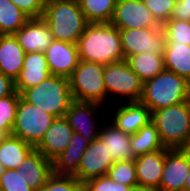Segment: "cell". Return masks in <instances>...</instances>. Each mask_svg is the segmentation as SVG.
I'll use <instances>...</instances> for the list:
<instances>
[{
	"label": "cell",
	"instance_id": "ab89813d",
	"mask_svg": "<svg viewBox=\"0 0 190 191\" xmlns=\"http://www.w3.org/2000/svg\"><path fill=\"white\" fill-rule=\"evenodd\" d=\"M184 191H190V153H189V174L185 181Z\"/></svg>",
	"mask_w": 190,
	"mask_h": 191
},
{
	"label": "cell",
	"instance_id": "f1b7e54d",
	"mask_svg": "<svg viewBox=\"0 0 190 191\" xmlns=\"http://www.w3.org/2000/svg\"><path fill=\"white\" fill-rule=\"evenodd\" d=\"M88 23H110L117 0H78Z\"/></svg>",
	"mask_w": 190,
	"mask_h": 191
},
{
	"label": "cell",
	"instance_id": "83f0119b",
	"mask_svg": "<svg viewBox=\"0 0 190 191\" xmlns=\"http://www.w3.org/2000/svg\"><path fill=\"white\" fill-rule=\"evenodd\" d=\"M30 18L10 0H0V35H13Z\"/></svg>",
	"mask_w": 190,
	"mask_h": 191
},
{
	"label": "cell",
	"instance_id": "d590c367",
	"mask_svg": "<svg viewBox=\"0 0 190 191\" xmlns=\"http://www.w3.org/2000/svg\"><path fill=\"white\" fill-rule=\"evenodd\" d=\"M176 1L177 0H143L146 8L161 25L170 20Z\"/></svg>",
	"mask_w": 190,
	"mask_h": 191
},
{
	"label": "cell",
	"instance_id": "9c48e42d",
	"mask_svg": "<svg viewBox=\"0 0 190 191\" xmlns=\"http://www.w3.org/2000/svg\"><path fill=\"white\" fill-rule=\"evenodd\" d=\"M102 113L104 114L103 116H101ZM105 115H107L106 106L94 102H79L74 100L64 117L68 120L74 132L81 134L92 142L98 138L99 129L107 118ZM100 117L102 118L99 119Z\"/></svg>",
	"mask_w": 190,
	"mask_h": 191
},
{
	"label": "cell",
	"instance_id": "7a4b0ae2",
	"mask_svg": "<svg viewBox=\"0 0 190 191\" xmlns=\"http://www.w3.org/2000/svg\"><path fill=\"white\" fill-rule=\"evenodd\" d=\"M55 40L77 44L88 24L78 0H46L42 17Z\"/></svg>",
	"mask_w": 190,
	"mask_h": 191
},
{
	"label": "cell",
	"instance_id": "6da1fadb",
	"mask_svg": "<svg viewBox=\"0 0 190 191\" xmlns=\"http://www.w3.org/2000/svg\"><path fill=\"white\" fill-rule=\"evenodd\" d=\"M77 47L83 61L105 66L124 60L120 31L111 23H88Z\"/></svg>",
	"mask_w": 190,
	"mask_h": 191
},
{
	"label": "cell",
	"instance_id": "d6986e66",
	"mask_svg": "<svg viewBox=\"0 0 190 191\" xmlns=\"http://www.w3.org/2000/svg\"><path fill=\"white\" fill-rule=\"evenodd\" d=\"M51 76L45 53H26L23 68L14 81L15 90L21 94L25 89L39 85Z\"/></svg>",
	"mask_w": 190,
	"mask_h": 191
},
{
	"label": "cell",
	"instance_id": "30bf717a",
	"mask_svg": "<svg viewBox=\"0 0 190 191\" xmlns=\"http://www.w3.org/2000/svg\"><path fill=\"white\" fill-rule=\"evenodd\" d=\"M120 36L124 59L143 52L164 55L167 40L162 28L120 30Z\"/></svg>",
	"mask_w": 190,
	"mask_h": 191
},
{
	"label": "cell",
	"instance_id": "484cf974",
	"mask_svg": "<svg viewBox=\"0 0 190 191\" xmlns=\"http://www.w3.org/2000/svg\"><path fill=\"white\" fill-rule=\"evenodd\" d=\"M165 69L172 71L190 82V46L166 44L164 50Z\"/></svg>",
	"mask_w": 190,
	"mask_h": 191
},
{
	"label": "cell",
	"instance_id": "3957f363",
	"mask_svg": "<svg viewBox=\"0 0 190 191\" xmlns=\"http://www.w3.org/2000/svg\"><path fill=\"white\" fill-rule=\"evenodd\" d=\"M188 100H190V82L167 69L143 83L140 102L146 105L151 113Z\"/></svg>",
	"mask_w": 190,
	"mask_h": 191
},
{
	"label": "cell",
	"instance_id": "7bdbcfd3",
	"mask_svg": "<svg viewBox=\"0 0 190 191\" xmlns=\"http://www.w3.org/2000/svg\"><path fill=\"white\" fill-rule=\"evenodd\" d=\"M4 137V135L0 132V141Z\"/></svg>",
	"mask_w": 190,
	"mask_h": 191
},
{
	"label": "cell",
	"instance_id": "8992f818",
	"mask_svg": "<svg viewBox=\"0 0 190 191\" xmlns=\"http://www.w3.org/2000/svg\"><path fill=\"white\" fill-rule=\"evenodd\" d=\"M103 79L109 104L140 101L143 82L125 59L105 65Z\"/></svg>",
	"mask_w": 190,
	"mask_h": 191
},
{
	"label": "cell",
	"instance_id": "ffe728a7",
	"mask_svg": "<svg viewBox=\"0 0 190 191\" xmlns=\"http://www.w3.org/2000/svg\"><path fill=\"white\" fill-rule=\"evenodd\" d=\"M98 138L105 144L114 162L131 161L136 158L130 146L131 135L119 130L107 118L99 129Z\"/></svg>",
	"mask_w": 190,
	"mask_h": 191
},
{
	"label": "cell",
	"instance_id": "ba28073f",
	"mask_svg": "<svg viewBox=\"0 0 190 191\" xmlns=\"http://www.w3.org/2000/svg\"><path fill=\"white\" fill-rule=\"evenodd\" d=\"M55 119V116L28 103L21 96L17 104L16 119L11 135L35 148Z\"/></svg>",
	"mask_w": 190,
	"mask_h": 191
},
{
	"label": "cell",
	"instance_id": "f546056e",
	"mask_svg": "<svg viewBox=\"0 0 190 191\" xmlns=\"http://www.w3.org/2000/svg\"><path fill=\"white\" fill-rule=\"evenodd\" d=\"M20 97L21 94L15 90L11 95L0 98V132L3 135L12 134Z\"/></svg>",
	"mask_w": 190,
	"mask_h": 191
},
{
	"label": "cell",
	"instance_id": "9a60e30c",
	"mask_svg": "<svg viewBox=\"0 0 190 191\" xmlns=\"http://www.w3.org/2000/svg\"><path fill=\"white\" fill-rule=\"evenodd\" d=\"M51 75L69 78L80 61L77 44L54 40L44 52Z\"/></svg>",
	"mask_w": 190,
	"mask_h": 191
},
{
	"label": "cell",
	"instance_id": "836d02e7",
	"mask_svg": "<svg viewBox=\"0 0 190 191\" xmlns=\"http://www.w3.org/2000/svg\"><path fill=\"white\" fill-rule=\"evenodd\" d=\"M0 191H34L17 169H7L0 177Z\"/></svg>",
	"mask_w": 190,
	"mask_h": 191
},
{
	"label": "cell",
	"instance_id": "4fadbf2b",
	"mask_svg": "<svg viewBox=\"0 0 190 191\" xmlns=\"http://www.w3.org/2000/svg\"><path fill=\"white\" fill-rule=\"evenodd\" d=\"M188 174L189 152L185 148H167L159 191H184Z\"/></svg>",
	"mask_w": 190,
	"mask_h": 191
},
{
	"label": "cell",
	"instance_id": "d4e9b609",
	"mask_svg": "<svg viewBox=\"0 0 190 191\" xmlns=\"http://www.w3.org/2000/svg\"><path fill=\"white\" fill-rule=\"evenodd\" d=\"M125 60L143 83L153 79L165 69L163 55L143 52L129 56Z\"/></svg>",
	"mask_w": 190,
	"mask_h": 191
},
{
	"label": "cell",
	"instance_id": "cb8c5ba5",
	"mask_svg": "<svg viewBox=\"0 0 190 191\" xmlns=\"http://www.w3.org/2000/svg\"><path fill=\"white\" fill-rule=\"evenodd\" d=\"M34 147L20 138L4 135L0 141V161L7 169H19L26 156Z\"/></svg>",
	"mask_w": 190,
	"mask_h": 191
},
{
	"label": "cell",
	"instance_id": "4dcf8cb0",
	"mask_svg": "<svg viewBox=\"0 0 190 191\" xmlns=\"http://www.w3.org/2000/svg\"><path fill=\"white\" fill-rule=\"evenodd\" d=\"M106 175L116 183H120L131 188H138L134 160L114 162Z\"/></svg>",
	"mask_w": 190,
	"mask_h": 191
},
{
	"label": "cell",
	"instance_id": "7c38bea8",
	"mask_svg": "<svg viewBox=\"0 0 190 191\" xmlns=\"http://www.w3.org/2000/svg\"><path fill=\"white\" fill-rule=\"evenodd\" d=\"M107 109V119L125 134L133 135L152 121L150 109L140 101L115 103Z\"/></svg>",
	"mask_w": 190,
	"mask_h": 191
},
{
	"label": "cell",
	"instance_id": "e575fe53",
	"mask_svg": "<svg viewBox=\"0 0 190 191\" xmlns=\"http://www.w3.org/2000/svg\"><path fill=\"white\" fill-rule=\"evenodd\" d=\"M84 191H139L126 185L114 182L107 175L96 177L86 181Z\"/></svg>",
	"mask_w": 190,
	"mask_h": 191
},
{
	"label": "cell",
	"instance_id": "44dd1931",
	"mask_svg": "<svg viewBox=\"0 0 190 191\" xmlns=\"http://www.w3.org/2000/svg\"><path fill=\"white\" fill-rule=\"evenodd\" d=\"M25 182L34 191L44 186L53 172V163L35 148L26 156L17 169Z\"/></svg>",
	"mask_w": 190,
	"mask_h": 191
},
{
	"label": "cell",
	"instance_id": "ac0fdd59",
	"mask_svg": "<svg viewBox=\"0 0 190 191\" xmlns=\"http://www.w3.org/2000/svg\"><path fill=\"white\" fill-rule=\"evenodd\" d=\"M73 133L65 117L56 118L35 149L53 162L66 149Z\"/></svg>",
	"mask_w": 190,
	"mask_h": 191
},
{
	"label": "cell",
	"instance_id": "74e56055",
	"mask_svg": "<svg viewBox=\"0 0 190 191\" xmlns=\"http://www.w3.org/2000/svg\"><path fill=\"white\" fill-rule=\"evenodd\" d=\"M170 20L190 21V0H177Z\"/></svg>",
	"mask_w": 190,
	"mask_h": 191
},
{
	"label": "cell",
	"instance_id": "b9f144b4",
	"mask_svg": "<svg viewBox=\"0 0 190 191\" xmlns=\"http://www.w3.org/2000/svg\"><path fill=\"white\" fill-rule=\"evenodd\" d=\"M185 149L190 153V142H189L188 146Z\"/></svg>",
	"mask_w": 190,
	"mask_h": 191
},
{
	"label": "cell",
	"instance_id": "e0dca14e",
	"mask_svg": "<svg viewBox=\"0 0 190 191\" xmlns=\"http://www.w3.org/2000/svg\"><path fill=\"white\" fill-rule=\"evenodd\" d=\"M14 36L25 53L45 52L53 43L54 36L46 21L41 18H30Z\"/></svg>",
	"mask_w": 190,
	"mask_h": 191
},
{
	"label": "cell",
	"instance_id": "2e32d148",
	"mask_svg": "<svg viewBox=\"0 0 190 191\" xmlns=\"http://www.w3.org/2000/svg\"><path fill=\"white\" fill-rule=\"evenodd\" d=\"M139 191H159L165 150L147 153L134 159Z\"/></svg>",
	"mask_w": 190,
	"mask_h": 191
},
{
	"label": "cell",
	"instance_id": "60d3db41",
	"mask_svg": "<svg viewBox=\"0 0 190 191\" xmlns=\"http://www.w3.org/2000/svg\"><path fill=\"white\" fill-rule=\"evenodd\" d=\"M5 168L3 167V164L1 163V161H0V177H1V175L5 172Z\"/></svg>",
	"mask_w": 190,
	"mask_h": 191
},
{
	"label": "cell",
	"instance_id": "603a6c76",
	"mask_svg": "<svg viewBox=\"0 0 190 191\" xmlns=\"http://www.w3.org/2000/svg\"><path fill=\"white\" fill-rule=\"evenodd\" d=\"M90 141L81 134L74 132L72 138L53 163V172L59 175H74L81 163V158L89 146Z\"/></svg>",
	"mask_w": 190,
	"mask_h": 191
},
{
	"label": "cell",
	"instance_id": "7402d4cb",
	"mask_svg": "<svg viewBox=\"0 0 190 191\" xmlns=\"http://www.w3.org/2000/svg\"><path fill=\"white\" fill-rule=\"evenodd\" d=\"M25 51L13 35H0V72L17 79L23 68Z\"/></svg>",
	"mask_w": 190,
	"mask_h": 191
},
{
	"label": "cell",
	"instance_id": "8fae6325",
	"mask_svg": "<svg viewBox=\"0 0 190 191\" xmlns=\"http://www.w3.org/2000/svg\"><path fill=\"white\" fill-rule=\"evenodd\" d=\"M119 31L139 28H162L143 0H117L110 22Z\"/></svg>",
	"mask_w": 190,
	"mask_h": 191
},
{
	"label": "cell",
	"instance_id": "8d00e7d4",
	"mask_svg": "<svg viewBox=\"0 0 190 191\" xmlns=\"http://www.w3.org/2000/svg\"><path fill=\"white\" fill-rule=\"evenodd\" d=\"M29 18L43 17L46 0H10Z\"/></svg>",
	"mask_w": 190,
	"mask_h": 191
},
{
	"label": "cell",
	"instance_id": "d6a6232c",
	"mask_svg": "<svg viewBox=\"0 0 190 191\" xmlns=\"http://www.w3.org/2000/svg\"><path fill=\"white\" fill-rule=\"evenodd\" d=\"M36 191H84V184L72 175L53 173L47 183Z\"/></svg>",
	"mask_w": 190,
	"mask_h": 191
},
{
	"label": "cell",
	"instance_id": "277c9868",
	"mask_svg": "<svg viewBox=\"0 0 190 191\" xmlns=\"http://www.w3.org/2000/svg\"><path fill=\"white\" fill-rule=\"evenodd\" d=\"M159 138L169 149L186 148L190 142V100L152 113Z\"/></svg>",
	"mask_w": 190,
	"mask_h": 191
},
{
	"label": "cell",
	"instance_id": "52a82bcc",
	"mask_svg": "<svg viewBox=\"0 0 190 191\" xmlns=\"http://www.w3.org/2000/svg\"><path fill=\"white\" fill-rule=\"evenodd\" d=\"M103 73L104 65L80 60L69 77L73 99L109 106Z\"/></svg>",
	"mask_w": 190,
	"mask_h": 191
},
{
	"label": "cell",
	"instance_id": "5b68a950",
	"mask_svg": "<svg viewBox=\"0 0 190 191\" xmlns=\"http://www.w3.org/2000/svg\"><path fill=\"white\" fill-rule=\"evenodd\" d=\"M21 96L56 118L64 117L74 101L69 78L51 75L37 86L27 88Z\"/></svg>",
	"mask_w": 190,
	"mask_h": 191
},
{
	"label": "cell",
	"instance_id": "f35d334b",
	"mask_svg": "<svg viewBox=\"0 0 190 191\" xmlns=\"http://www.w3.org/2000/svg\"><path fill=\"white\" fill-rule=\"evenodd\" d=\"M14 91V81L0 72V98L11 95Z\"/></svg>",
	"mask_w": 190,
	"mask_h": 191
},
{
	"label": "cell",
	"instance_id": "1f68e13d",
	"mask_svg": "<svg viewBox=\"0 0 190 191\" xmlns=\"http://www.w3.org/2000/svg\"><path fill=\"white\" fill-rule=\"evenodd\" d=\"M161 26L166 36V44L190 46V21L168 20Z\"/></svg>",
	"mask_w": 190,
	"mask_h": 191
},
{
	"label": "cell",
	"instance_id": "4316f807",
	"mask_svg": "<svg viewBox=\"0 0 190 191\" xmlns=\"http://www.w3.org/2000/svg\"><path fill=\"white\" fill-rule=\"evenodd\" d=\"M130 146L135 157L167 149L161 143L156 124L153 121L131 135Z\"/></svg>",
	"mask_w": 190,
	"mask_h": 191
},
{
	"label": "cell",
	"instance_id": "5bb4252c",
	"mask_svg": "<svg viewBox=\"0 0 190 191\" xmlns=\"http://www.w3.org/2000/svg\"><path fill=\"white\" fill-rule=\"evenodd\" d=\"M113 164L111 153L108 152L102 140L96 138L89 143L81 158L79 168L73 176L85 183L90 179L106 175Z\"/></svg>",
	"mask_w": 190,
	"mask_h": 191
}]
</instances>
